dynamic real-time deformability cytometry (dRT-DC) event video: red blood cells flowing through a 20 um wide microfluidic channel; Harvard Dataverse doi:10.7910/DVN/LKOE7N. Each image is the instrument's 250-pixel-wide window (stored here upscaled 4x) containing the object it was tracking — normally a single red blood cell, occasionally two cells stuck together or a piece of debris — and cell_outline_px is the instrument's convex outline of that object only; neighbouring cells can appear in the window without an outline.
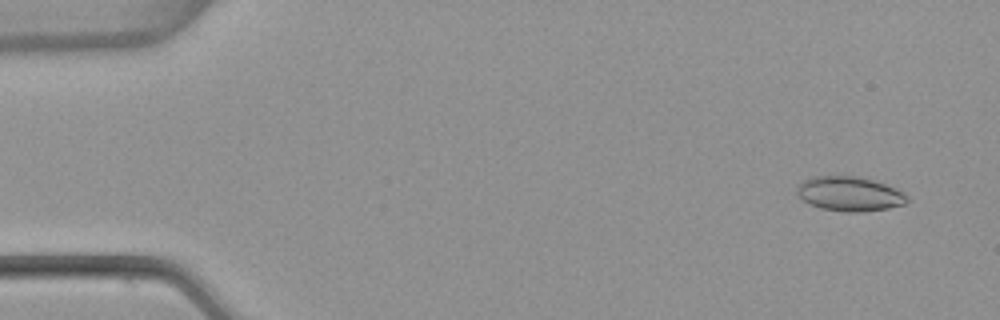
{"species": "common noctule bat (a hibernating species)", "species_latin": "Nyctalus noctula", "temperature_condition": "warm", "stored_images_in_passage": 6, "camera_frame_rate_fps": 3000, "um_per_image_px": 0.085, "animal": {"sex": "female", "body_mass_g": 22.7, "forearm_length_mm": 54.2}, "frame": {"image": 1, "passage_image": 1, "time_ms": 0.0, "image_size_px": [1000, 320], "cell_outline_px": [[908, 200], [904, 204], [888, 208], [860, 212], [844, 212], [820, 208], [804, 200], [796, 192], [796, 188], [804, 180], [812, 176], [860, 176], [896, 188], [908, 196]], "centroid_in_image_um": [72.22, 16.47], "position_along_channel_um": 12.8, "area_um2": 22.02}}
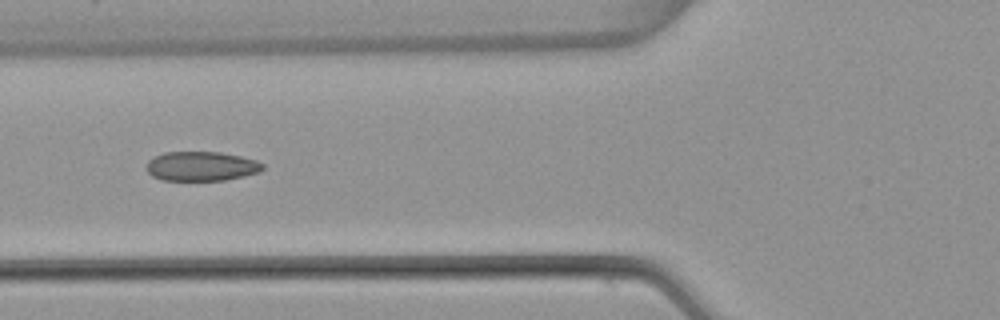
{"frame": {"image": 2, "passage_image": 5, "time_ms": 1.333, "image_size_px": [1000, 320], "cell_outline_px": [[264, 168], [260, 172], [244, 176], [224, 180], [164, 180], [152, 176], [144, 168], [148, 160], [164, 152], [220, 152], [240, 156], [256, 160], [264, 164]], "centroid_in_image_um": [17.11, 14.13], "position_along_channel_um": 108.7, "area_um2": 20.0}}
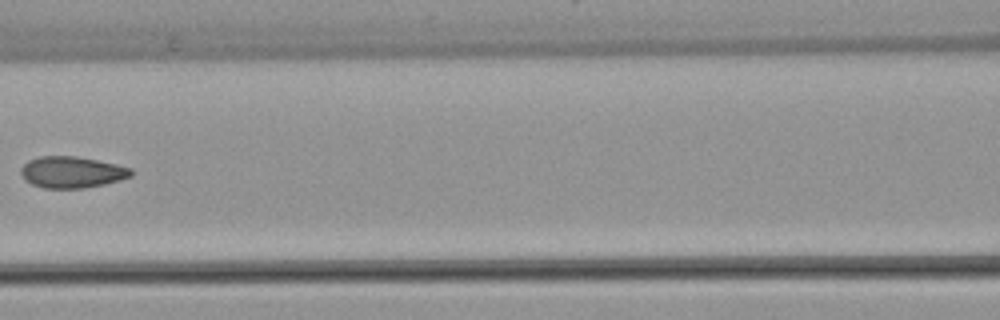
{"frame": {"image": 3, "passage_image": 6, "time_ms": 1.667, "image_size_px": [1000, 320], "cell_outline_px": [[132, 176], [120, 180], [104, 184], [84, 188], [44, 188], [32, 184], [24, 180], [20, 172], [20, 168], [28, 160], [40, 156], [76, 156], [116, 164], [132, 168]], "centroid_in_image_um": [6.09, 14.63], "position_along_channel_um": 160.5, "area_um2": 20.23}}